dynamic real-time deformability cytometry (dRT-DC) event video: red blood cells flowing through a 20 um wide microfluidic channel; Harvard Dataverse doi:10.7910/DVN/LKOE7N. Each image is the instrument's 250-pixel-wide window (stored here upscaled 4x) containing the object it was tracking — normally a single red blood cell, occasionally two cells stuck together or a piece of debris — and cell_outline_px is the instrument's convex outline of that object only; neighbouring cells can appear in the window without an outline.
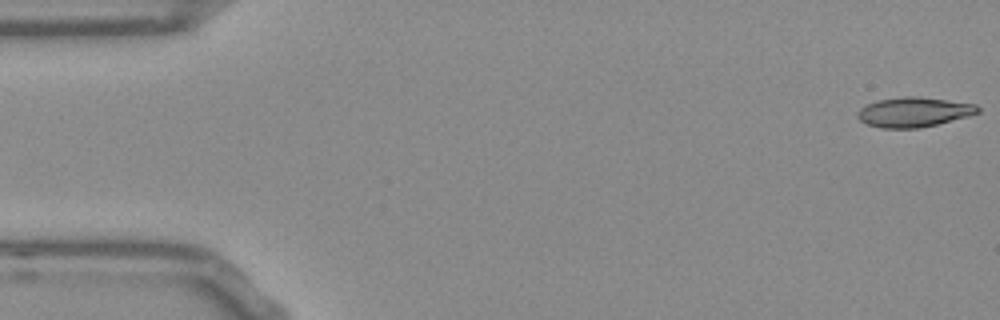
{"species": "Egyptian fruit bat (a non-hibernating species)", "species_latin": "Rousettus aegyptiacus", "temperature_condition": "room temperature", "stored_images_in_passage": 12, "camera_frame_rate_fps": 3000, "um_per_image_px": 0.085, "frame": {"image": 1, "passage_image": 1, "time_ms": 0.0, "image_size_px": [1000, 320], "cell_outline_px": [[980, 112], [968, 116], [920, 128], [880, 128], [868, 124], [860, 120], [856, 116], [856, 112], [860, 108], [876, 100], [908, 96], [916, 96], [976, 104], [980, 108]], "centroid_in_image_um": [77.65, 9.53], "position_along_channel_um": 7.3, "area_um2": 20.75}}